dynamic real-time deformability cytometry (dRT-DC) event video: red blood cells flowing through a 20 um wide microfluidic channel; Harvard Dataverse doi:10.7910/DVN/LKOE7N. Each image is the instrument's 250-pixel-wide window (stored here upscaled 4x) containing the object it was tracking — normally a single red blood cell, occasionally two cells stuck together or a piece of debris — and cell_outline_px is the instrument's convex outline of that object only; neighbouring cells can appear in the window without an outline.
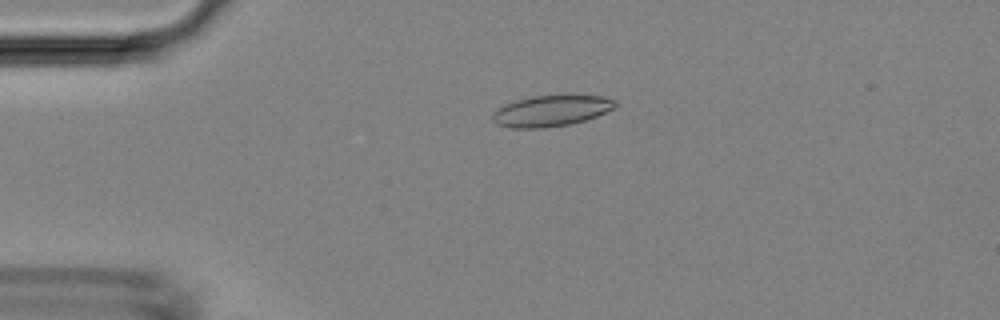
{"species": "Egyptian fruit bat (a non-hibernating species)", "species_latin": "Rousettus aegyptiacus", "temperature_condition": "room temperature", "stored_images_in_passage": 48, "camera_frame_rate_fps": 3000, "um_per_image_px": 0.085, "animal": {"sex": "female"}, "frame": {"image": 1, "passage_image": 11, "time_ms": 3.333, "image_size_px": [1000, 320], "cell_outline_px": [[620, 104], [596, 116], [584, 120], [568, 124], [544, 128], [512, 128], [496, 124], [492, 120], [492, 112], [504, 104], [516, 100], [532, 96], [604, 96], [616, 100]], "centroid_in_image_um": [46.81, 9.42], "position_along_channel_um": 38.2, "area_um2": 22.02}}
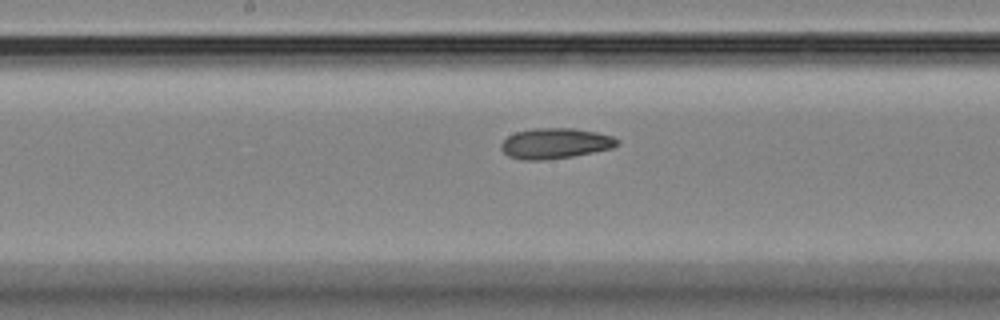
{"frame": {"image": 2, "passage_image": 25, "time_ms": 8.0, "image_size_px": [1000, 320], "cell_outline_px": [[620, 144], [612, 148], [572, 156], [544, 160], [524, 160], [508, 156], [500, 148], [500, 144], [508, 136], [516, 132], [536, 128], [572, 128], [596, 132], [612, 136], [620, 140]], "centroid_in_image_um": [47.2, 12.19], "position_along_channel_um": 201.0, "area_um2": 20.58}}
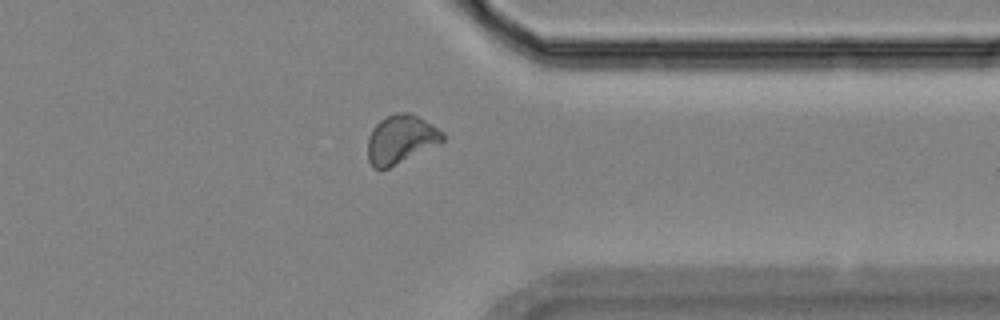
{"frame": {"image": 3, "passage_image": 38, "time_ms": 12.333, "image_size_px": [1000, 320], "cell_outline_px": [[444, 140], [388, 168], [372, 168], [368, 160], [368, 136], [372, 128], [380, 120], [396, 112], [408, 112], [424, 120], [444, 132]], "centroid_in_image_um": [34.02, 11.83], "position_along_channel_um": 377.4, "area_um2": 20.75}}